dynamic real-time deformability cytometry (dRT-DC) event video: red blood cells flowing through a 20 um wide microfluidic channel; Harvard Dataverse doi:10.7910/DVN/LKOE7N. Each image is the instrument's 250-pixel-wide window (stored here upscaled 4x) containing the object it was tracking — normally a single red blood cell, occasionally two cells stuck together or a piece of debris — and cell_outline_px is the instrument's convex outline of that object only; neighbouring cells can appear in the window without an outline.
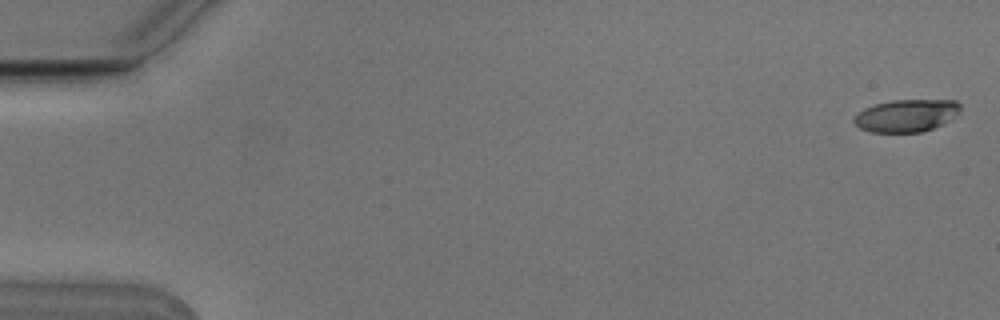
{"species": "Egyptian fruit bat (a non-hibernating species)", "species_latin": "Rousettus aegyptiacus", "temperature_condition": "cold", "stored_images_in_passage": 6, "camera_frame_rate_fps": 3000, "um_per_image_px": 0.085, "animal": {"sex": "male"}, "frame": {"image": 1, "passage_image": 1, "time_ms": 0.0, "image_size_px": [1000, 320], "cell_outline_px": [[960, 112], [944, 124], [920, 132], [872, 132], [860, 128], [852, 120], [864, 108], [876, 104], [892, 100], [956, 100], [960, 104]], "centroid_in_image_um": [77.07, 9.82], "position_along_channel_um": 7.9, "area_um2": 20.0}}